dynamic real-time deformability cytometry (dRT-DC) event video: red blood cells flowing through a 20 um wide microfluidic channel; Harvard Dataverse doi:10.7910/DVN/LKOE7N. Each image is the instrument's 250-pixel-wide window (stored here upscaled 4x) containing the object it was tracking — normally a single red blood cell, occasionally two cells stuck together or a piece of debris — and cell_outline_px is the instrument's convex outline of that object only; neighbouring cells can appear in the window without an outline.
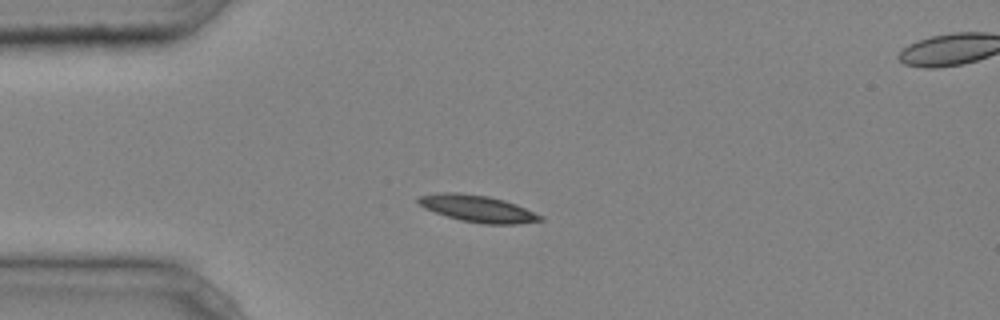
{"species": "common noctule bat (a hibernating species)", "species_latin": "Nyctalus noctula", "temperature_condition": "cold", "stored_images_in_passage": 31, "camera_frame_rate_fps": 3000, "um_per_image_px": 0.085, "animal": {"sex": "male", "body_mass_g": 20.4}, "frame": {"image": 1, "passage_image": 1, "time_ms": 0.0, "image_size_px": [1000, 320], "cell_outline_px": [[544, 220], [516, 224], [484, 224], [460, 220], [424, 208], [416, 200], [416, 196], [436, 192], [460, 192], [488, 196], [504, 200], [516, 204], [544, 216]], "centroid_in_image_um": [40.58, 17.72], "position_along_channel_um": 44.4, "area_um2": 19.19}}
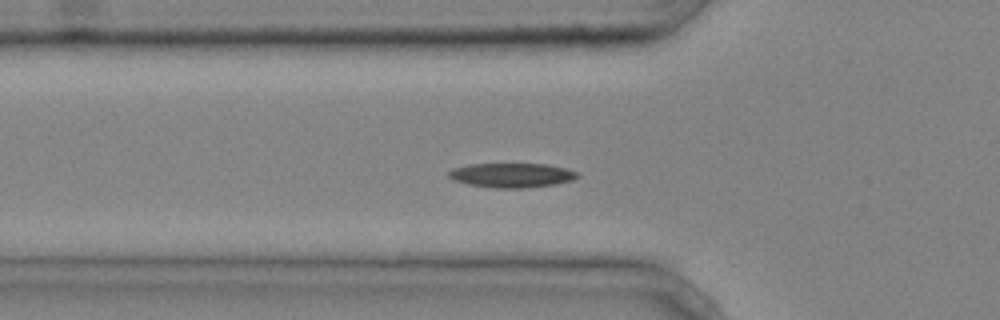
{"frame": {"image": 2, "passage_image": 5, "time_ms": 1.333, "image_size_px": [1000, 320], "cell_outline_px": [[580, 176], [572, 180], [556, 184], [524, 188], [496, 188], [468, 184], [456, 180], [448, 176], [448, 172], [452, 168], [468, 164], [544, 164], [564, 168], [580, 172]], "centroid_in_image_um": [43.52, 14.89], "position_along_channel_um": 82.3, "area_um2": 18.26}}